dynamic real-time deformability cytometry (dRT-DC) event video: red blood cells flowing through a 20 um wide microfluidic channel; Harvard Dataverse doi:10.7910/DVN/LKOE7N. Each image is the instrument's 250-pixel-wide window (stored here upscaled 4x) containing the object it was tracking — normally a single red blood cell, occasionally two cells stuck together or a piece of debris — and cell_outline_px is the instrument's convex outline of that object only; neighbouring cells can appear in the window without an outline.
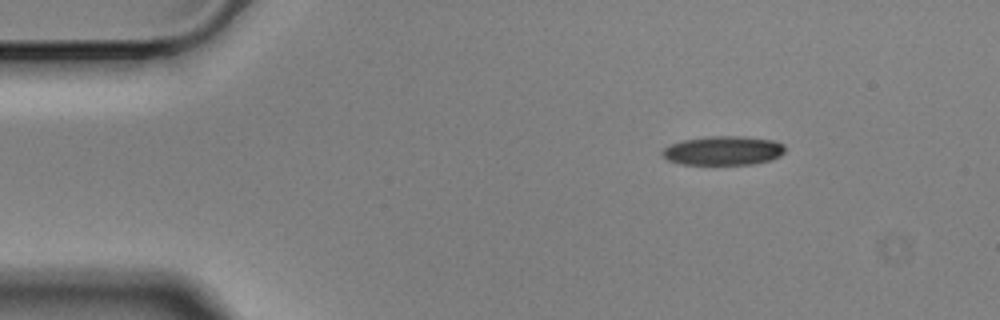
{"species": "Egyptian fruit bat (a non-hibernating species)", "species_latin": "Rousettus aegyptiacus", "temperature_condition": "cold", "stored_images_in_passage": 50, "camera_frame_rate_fps": 3000, "um_per_image_px": 0.085, "animal": {"sex": "male"}, "frame": {"image": 1, "passage_image": 1, "time_ms": 0.0, "image_size_px": [1000, 320], "cell_outline_px": [[784, 152], [780, 156], [772, 160], [752, 164], [680, 164], [668, 160], [660, 152], [668, 144], [684, 140], [708, 136], [740, 136], [772, 140], [784, 144]], "centroid_in_image_um": [61.46, 12.8], "position_along_channel_um": 23.5, "area_um2": 20.81}}
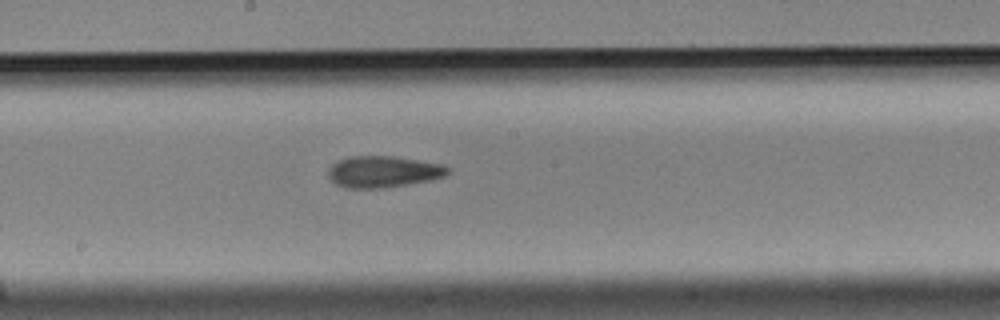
{"frame": {"image": 2, "passage_image": 23, "time_ms": 7.333, "image_size_px": [1000, 320], "cell_outline_px": [[448, 172], [444, 176], [432, 180], [408, 184], [380, 188], [344, 188], [336, 184], [328, 176], [328, 168], [332, 164], [348, 156], [392, 156], [444, 164], [448, 168]], "centroid_in_image_um": [32.56, 14.59], "position_along_channel_um": 215.6, "area_um2": 21.91}}
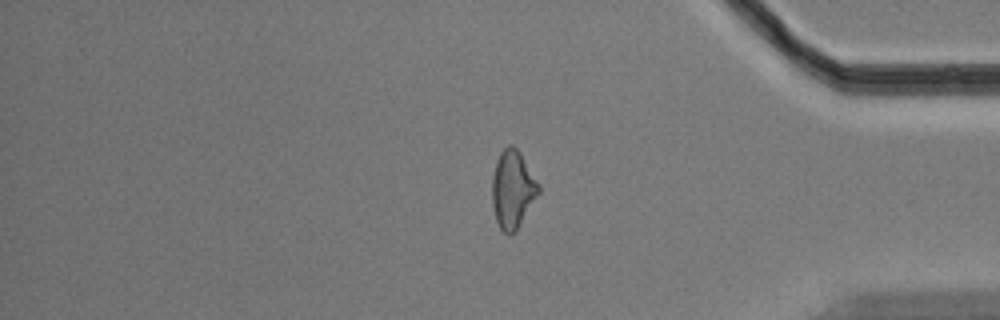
{"frame": {"image": 3, "passage_image": 40, "time_ms": 13.0, "image_size_px": [1000, 320], "cell_outline_px": [[540, 192], [516, 232], [508, 236], [500, 228], [496, 220], [492, 204], [492, 176], [496, 160], [500, 152], [508, 144], [512, 144], [520, 152], [540, 184]], "centroid_in_image_um": [43.58, 16.1], "position_along_channel_um": 391.6, "area_um2": 21.39}, "authors_computed_cell_mechanics": {"area_um2": 21.4149, "velocity_mm_per_s": 3.5269, "shape_relaxation_time_tau1_ms": null, "shape_relaxation_time_tau2_ms": 5.8274, "deformation_change_tau1": null, "deformation_change_tau2": 0.1634}}